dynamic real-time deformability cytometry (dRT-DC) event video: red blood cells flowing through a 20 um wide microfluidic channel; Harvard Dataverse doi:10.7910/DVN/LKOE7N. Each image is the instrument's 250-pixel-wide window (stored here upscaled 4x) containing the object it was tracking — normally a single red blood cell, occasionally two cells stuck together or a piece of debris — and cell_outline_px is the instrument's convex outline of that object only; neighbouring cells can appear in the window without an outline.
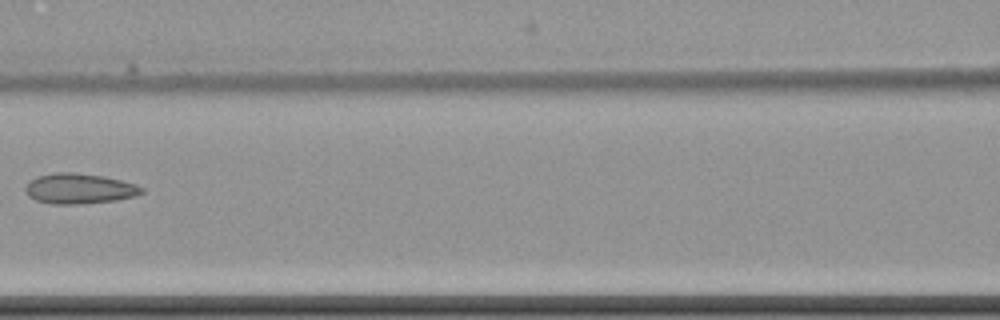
{"species": "common noctule bat (a hibernating species)", "species_latin": "Nyctalus noctula", "temperature_condition": "cold", "stored_images_in_passage": 8, "camera_frame_rate_fps": 3000, "um_per_image_px": 0.085, "animal": {"sex": "female", "body_mass_g": 22.7, "forearm_length_mm": 54.2}, "frame": {"image": 1, "passage_image": 8, "time_ms": 9.333, "image_size_px": [1000, 320], "cell_outline_px": [[144, 192], [136, 196], [116, 200], [84, 204], [52, 204], [36, 200], [28, 196], [24, 188], [36, 176], [56, 172], [72, 172], [104, 176], [136, 184], [144, 188]], "centroid_in_image_um": [6.76, 16.03], "position_along_channel_um": 159.8, "area_um2": 20.63}}